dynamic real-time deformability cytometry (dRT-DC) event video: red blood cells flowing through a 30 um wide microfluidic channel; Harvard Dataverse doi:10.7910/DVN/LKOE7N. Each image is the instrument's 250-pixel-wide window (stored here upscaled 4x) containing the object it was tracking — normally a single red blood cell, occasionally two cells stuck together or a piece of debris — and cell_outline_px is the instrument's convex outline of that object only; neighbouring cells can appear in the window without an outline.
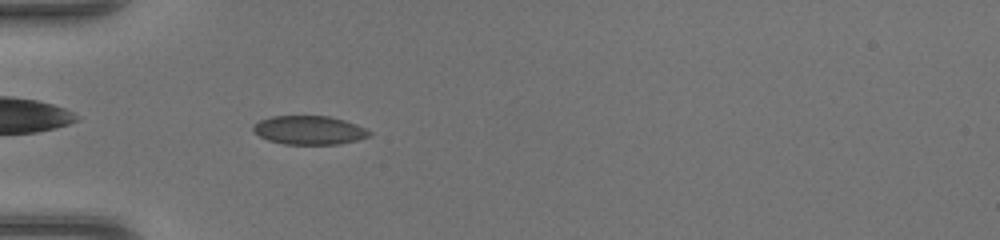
{"species": "common noctule bat (a hibernating species)", "species_latin": "Nyctalus noctula", "temperature_condition": "warm", "stored_images_in_passage": 46, "camera_frame_rate_fps": 3000, "um_per_image_px": 0.085, "animal": {"sex": "female", "body_mass_g": 17.0, "forearm_length_mm": 48.0}, "frame": {"image": 1, "passage_image": 15, "time_ms": 4.667, "image_size_px": [1000, 240], "cell_outline_px": [[372, 132], [368, 136], [360, 140], [340, 144], [284, 144], [268, 140], [252, 132], [252, 124], [260, 120], [272, 116], [328, 116], [344, 120], [356, 124]], "centroid_in_image_um": [26.26, 11.07], "position_along_channel_um": 58.7, "area_um2": 19.54}}
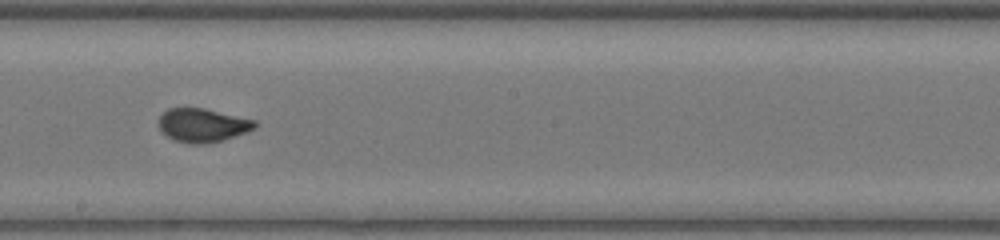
{"frame": {"image": 2, "passage_image": 27, "time_ms": 8.667, "image_size_px": [1000, 240], "cell_outline_px": [[256, 128], [220, 140], [200, 144], [192, 144], [176, 140], [168, 136], [160, 128], [160, 116], [168, 108], [204, 108], [256, 120]], "centroid_in_image_um": [17.23, 10.62], "position_along_channel_um": 231.0, "area_um2": 18.32}}
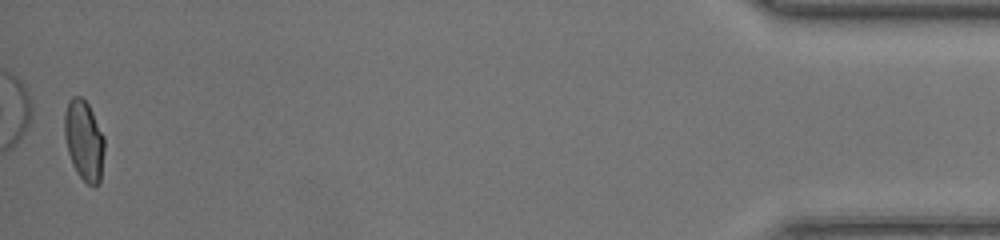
{"frame": {"image": 3, "passage_image": 46, "time_ms": 15.0, "image_size_px": [1000, 240], "cell_outline_px": [[104, 152], [100, 184], [88, 184], [76, 172], [72, 164], [68, 152], [64, 136], [64, 112], [68, 100], [72, 96], [80, 96], [88, 104], [104, 136]], "centroid_in_image_um": [7.13, 11.92], "position_along_channel_um": 428.1, "area_um2": 18.73}}